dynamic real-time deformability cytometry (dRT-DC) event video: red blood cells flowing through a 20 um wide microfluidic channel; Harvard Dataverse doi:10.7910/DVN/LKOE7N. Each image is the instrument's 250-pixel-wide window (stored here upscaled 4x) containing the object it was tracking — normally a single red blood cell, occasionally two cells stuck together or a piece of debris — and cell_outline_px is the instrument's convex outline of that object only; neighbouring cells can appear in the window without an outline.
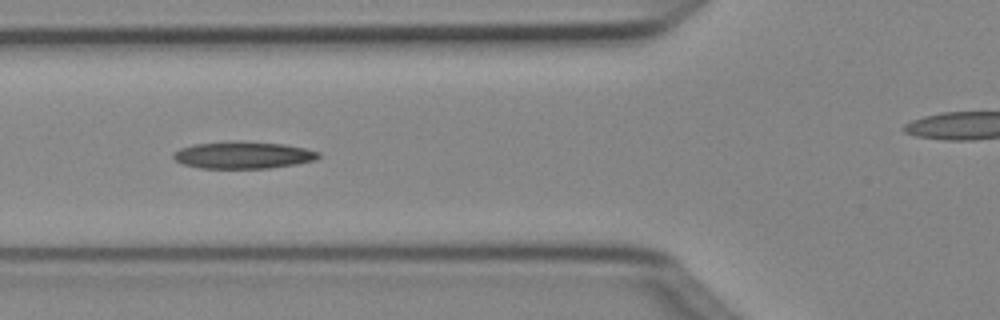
{"species": "Egyptian fruit bat (a non-hibernating species)", "species_latin": "Rousettus aegyptiacus", "temperature_condition": "cold", "stored_images_in_passage": 8, "camera_frame_rate_fps": 3000, "um_per_image_px": 0.085, "animal": {"sex": "female"}, "frame": {"image": 1, "passage_image": 5, "time_ms": 1.333, "image_size_px": [1000, 320], "cell_outline_px": [[320, 156], [316, 160], [296, 164], [268, 168], [200, 168], [184, 164], [176, 160], [172, 156], [172, 152], [180, 148], [192, 144], [232, 140], [240, 140], [284, 144], [304, 148], [320, 152]], "centroid_in_image_um": [20.65, 13.16], "position_along_channel_um": 105.2, "area_um2": 23.18}}